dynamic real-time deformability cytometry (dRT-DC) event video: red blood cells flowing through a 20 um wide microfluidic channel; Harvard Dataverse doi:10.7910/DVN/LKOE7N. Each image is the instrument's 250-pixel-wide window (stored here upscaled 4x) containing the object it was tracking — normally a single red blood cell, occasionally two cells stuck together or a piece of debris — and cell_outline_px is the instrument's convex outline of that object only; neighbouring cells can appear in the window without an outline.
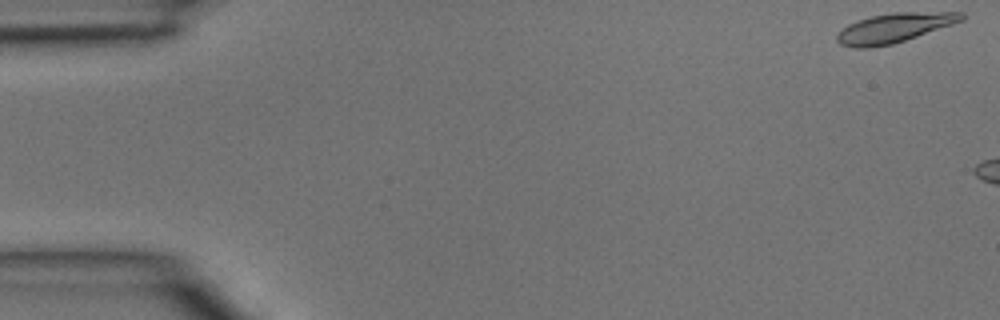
{"species": "common noctule bat (a hibernating species)", "species_latin": "Nyctalus noctula", "temperature_condition": "room temperature", "stored_images_in_passage": 2, "camera_frame_rate_fps": 3000, "um_per_image_px": 0.085, "animal": {"sex": "male", "body_mass_g": 15.6}, "frame": {"image": 1, "passage_image": 1, "time_ms": 0.0, "image_size_px": [1000, 320], "cell_outline_px": [[964, 20], [892, 44], [868, 48], [856, 48], [840, 44], [836, 40], [836, 36], [848, 24], [872, 16], [892, 12], [964, 12]], "centroid_in_image_um": [76.0, 2.37], "position_along_channel_um": 9.0, "area_um2": 20.98}}